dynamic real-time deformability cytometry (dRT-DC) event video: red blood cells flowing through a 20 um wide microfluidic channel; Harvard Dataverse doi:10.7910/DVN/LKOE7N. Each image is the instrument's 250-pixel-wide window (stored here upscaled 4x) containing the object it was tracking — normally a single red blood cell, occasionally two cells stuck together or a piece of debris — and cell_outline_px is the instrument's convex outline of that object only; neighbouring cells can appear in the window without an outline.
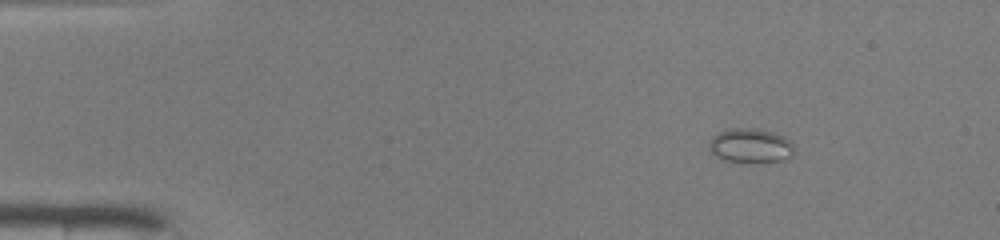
{"species": "common noctule bat (a hibernating species)", "species_latin": "Nyctalus noctula", "temperature_condition": "warm", "stored_images_in_passage": 43, "camera_frame_rate_fps": 3000, "um_per_image_px": 0.085, "animal": {"sex": "male", "body_mass_g": 19.0, "forearm_length_mm": 50.8}, "frame": {"image": 1, "passage_image": 1, "time_ms": 0.0, "image_size_px": [1000, 240], "cell_outline_px": [[796, 152], [792, 156], [784, 160], [752, 164], [740, 164], [720, 160], [708, 148], [708, 144], [712, 136], [720, 132], [732, 128], [752, 128], [768, 132], [780, 136], [788, 140], [792, 144]], "centroid_in_image_um": [63.75, 12.45], "position_along_channel_um": 21.2, "area_um2": 17.46}}
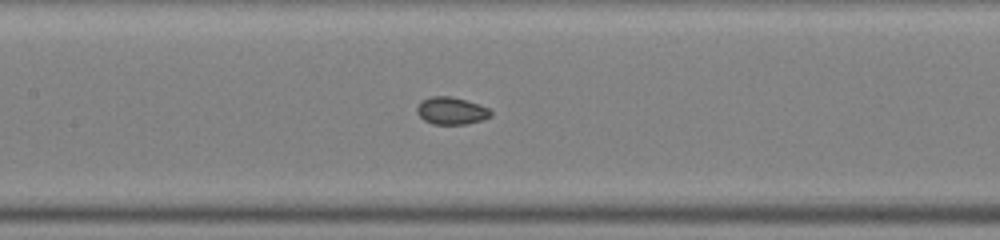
{"frame": {"image": 2, "passage_image": 18, "time_ms": 5.667, "image_size_px": [1000, 240], "cell_outline_px": [[492, 116], [484, 120], [464, 124], [432, 124], [424, 120], [416, 112], [416, 108], [420, 100], [432, 96], [448, 96], [464, 100], [488, 108], [492, 112]], "centroid_in_image_um": [38.34, 9.42], "position_along_channel_um": 169.1, "area_um2": 11.73}}
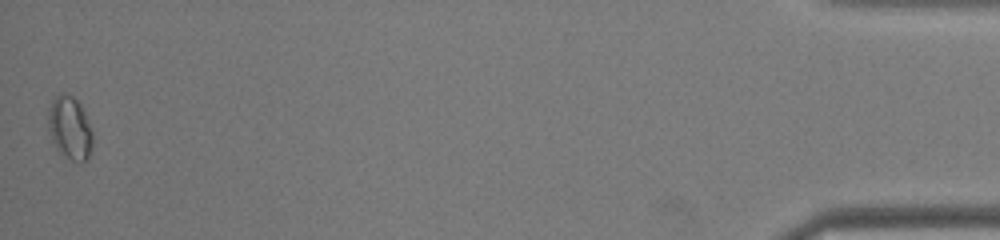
{"frame": {"image": 3, "passage_image": 43, "time_ms": 14.0, "image_size_px": [1000, 240], "cell_outline_px": [[92, 148], [88, 160], [72, 160], [56, 148], [52, 140], [48, 128], [48, 108], [52, 100], [56, 96], [64, 92], [72, 96], [80, 104], [92, 132]], "centroid_in_image_um": [5.92, 10.85], "position_along_channel_um": 429.3, "area_um2": 16.07}}